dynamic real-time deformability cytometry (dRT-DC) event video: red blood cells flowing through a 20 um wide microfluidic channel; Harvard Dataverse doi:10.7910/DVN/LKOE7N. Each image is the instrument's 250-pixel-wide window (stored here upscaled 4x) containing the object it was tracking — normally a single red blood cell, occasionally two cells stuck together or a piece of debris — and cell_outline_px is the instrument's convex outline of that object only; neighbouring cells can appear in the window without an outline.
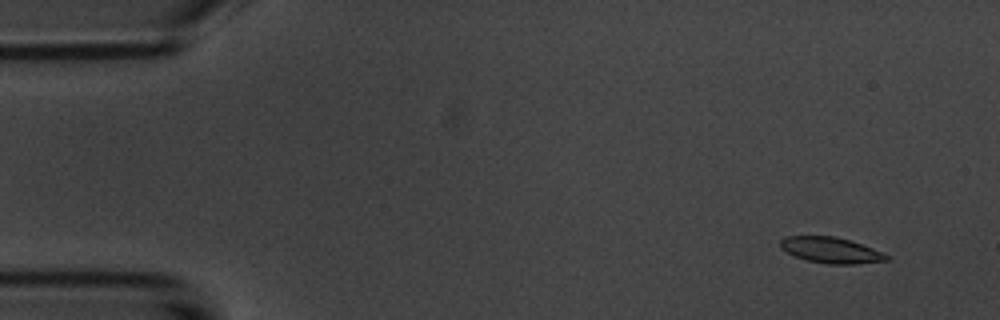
{"species": "common noctule bat (a hibernating species)", "species_latin": "Nyctalus noctula", "temperature_condition": "room temperature", "stored_images_in_passage": 3, "camera_frame_rate_fps": 3000, "um_per_image_px": 0.085, "animal": {"sex": "male", "body_mass_g": 20.1, "forearm_length_mm": 53.5}, "frame": {"image": 1, "passage_image": 1, "time_ms": 0.0, "image_size_px": [1000, 320], "cell_outline_px": [[892, 260], [856, 264], [828, 264], [808, 260], [796, 256], [780, 248], [780, 240], [784, 236], [836, 236], [872, 248], [888, 256]], "centroid_in_image_um": [70.62, 21.26], "position_along_channel_um": 14.4, "area_um2": 15.84}}